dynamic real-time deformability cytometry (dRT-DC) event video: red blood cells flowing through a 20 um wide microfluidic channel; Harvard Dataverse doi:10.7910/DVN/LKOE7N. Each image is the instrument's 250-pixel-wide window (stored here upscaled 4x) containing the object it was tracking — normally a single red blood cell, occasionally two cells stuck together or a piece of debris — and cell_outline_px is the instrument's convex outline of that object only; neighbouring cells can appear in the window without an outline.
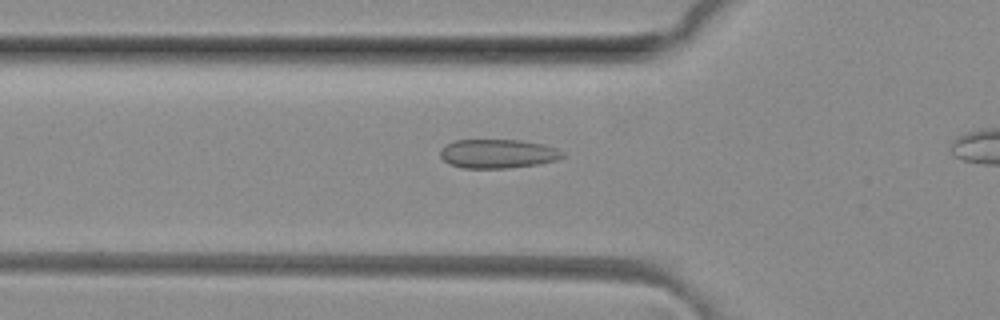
{"species": "common noctule bat (a hibernating species)", "species_latin": "Nyctalus noctula", "temperature_condition": "room temperature", "stored_images_in_passage": 35, "camera_frame_rate_fps": 3000, "um_per_image_px": 0.085, "animal": {"sex": "female", "body_mass_g": 29.2, "forearm_length_mm": 56.3}, "frame": {"image": 1, "passage_image": 11, "time_ms": 3.333, "image_size_px": [1000, 320], "cell_outline_px": [[564, 156], [556, 160], [540, 164], [508, 168], [460, 168], [448, 164], [440, 156], [440, 148], [444, 144], [456, 140], [520, 140], [540, 144], [556, 148], [564, 152]], "centroid_in_image_um": [42.27, 13.07], "position_along_channel_um": 83.5, "area_um2": 20.81}}
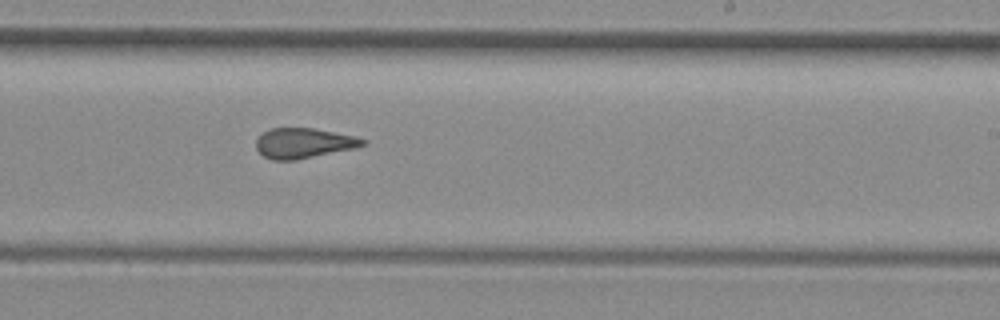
{"frame": {"image": 2, "passage_image": 24, "time_ms": 7.667, "image_size_px": [1000, 320], "cell_outline_px": [[368, 144], [356, 148], [296, 160], [272, 160], [264, 156], [256, 148], [256, 140], [264, 132], [272, 128], [312, 128], [356, 136], [368, 140]], "centroid_in_image_um": [25.86, 12.17], "position_along_channel_um": 263.1, "area_um2": 18.79}}
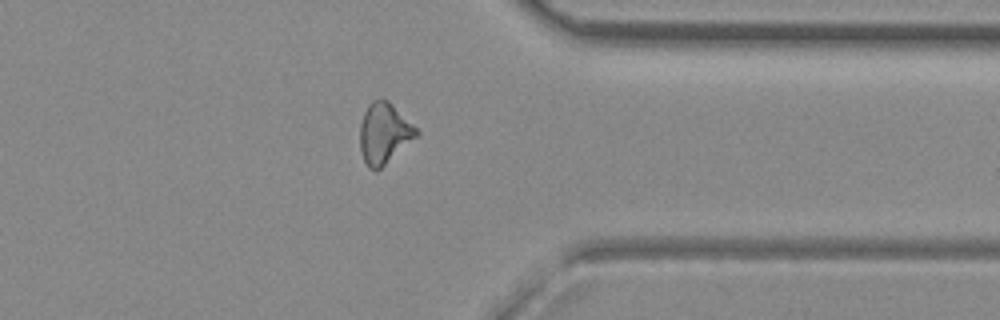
{"frame": {"image": 3, "passage_image": 33, "time_ms": 10.667, "image_size_px": [1000, 320], "cell_outline_px": [[420, 132], [416, 136], [380, 168], [368, 168], [364, 160], [360, 148], [360, 124], [364, 112], [368, 104], [372, 100], [380, 96], [388, 100]], "centroid_in_image_um": [32.61, 11.27], "position_along_channel_um": 378.8, "area_um2": 19.54}}